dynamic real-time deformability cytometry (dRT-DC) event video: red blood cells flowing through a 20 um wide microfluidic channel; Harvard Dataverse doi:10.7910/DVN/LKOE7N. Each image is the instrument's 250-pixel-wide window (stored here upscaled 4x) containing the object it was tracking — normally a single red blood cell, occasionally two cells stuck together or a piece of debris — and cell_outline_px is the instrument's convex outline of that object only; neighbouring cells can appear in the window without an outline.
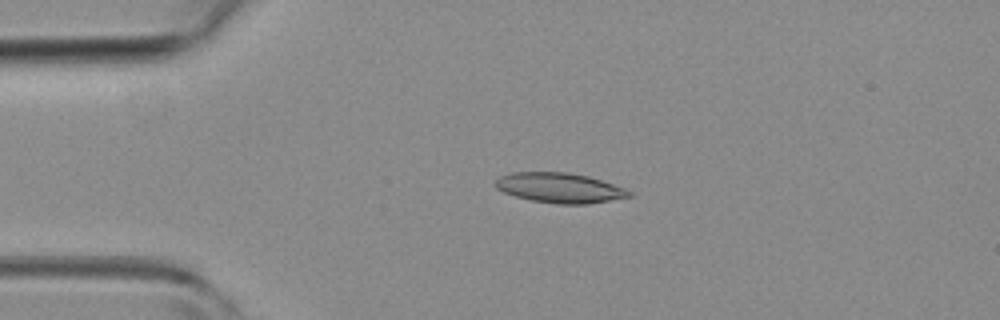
{"species": "common noctule bat (a hibernating species)", "species_latin": "Nyctalus noctula", "temperature_condition": "room temperature", "stored_images_in_passage": 3, "camera_frame_rate_fps": 3000, "um_per_image_px": 0.085, "animal": {"sex": "female", "body_mass_g": 19.3, "forearm_length_mm": 54.1}, "frame": {"image": 1, "passage_image": 1, "time_ms": 0.0, "image_size_px": [1000, 320], "cell_outline_px": [[632, 196], [588, 204], [556, 204], [532, 200], [516, 196], [504, 192], [496, 188], [496, 180], [500, 176], [512, 172], [568, 172], [588, 176], [624, 188], [632, 192]], "centroid_in_image_um": [47.57, 15.96], "position_along_channel_um": 37.4, "area_um2": 23.18}}
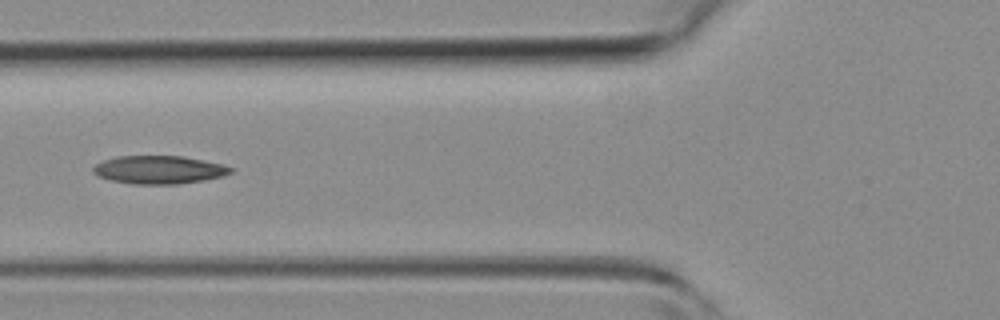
{"frame": {"image": 2, "passage_image": 3, "time_ms": 2.333, "image_size_px": [1000, 320], "cell_outline_px": [[232, 172], [220, 176], [204, 180], [176, 184], [132, 184], [112, 180], [100, 176], [92, 172], [92, 168], [96, 164], [104, 160], [116, 156], [184, 156], [224, 164], [232, 168]], "centroid_in_image_um": [13.51, 14.42], "position_along_channel_um": 112.3, "area_um2": 22.43}}